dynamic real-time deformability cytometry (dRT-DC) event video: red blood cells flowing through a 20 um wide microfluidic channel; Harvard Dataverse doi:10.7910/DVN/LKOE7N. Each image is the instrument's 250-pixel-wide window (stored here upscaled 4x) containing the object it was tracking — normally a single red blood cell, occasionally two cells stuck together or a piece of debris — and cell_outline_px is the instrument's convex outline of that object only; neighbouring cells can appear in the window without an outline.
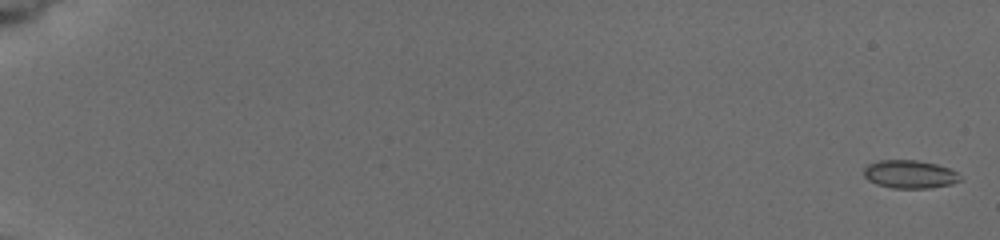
{"species": "common noctule bat (a hibernating species)", "species_latin": "Nyctalus noctula", "temperature_condition": "cold", "stored_images_in_passage": 9, "camera_frame_rate_fps": 3000, "um_per_image_px": 0.085, "animal": {"sex": "female", "body_mass_g": 19.5, "forearm_length_mm": 54.1}, "frame": {"image": 1, "passage_image": 1, "time_ms": 0.0, "image_size_px": [1000, 240], "cell_outline_px": [[964, 180], [952, 184], [928, 188], [892, 188], [876, 184], [868, 180], [864, 176], [864, 168], [868, 164], [880, 160], [916, 160], [936, 164], [948, 168], [956, 172]], "centroid_in_image_um": [77.34, 14.81], "position_along_channel_um": 7.7, "area_um2": 15.84}}
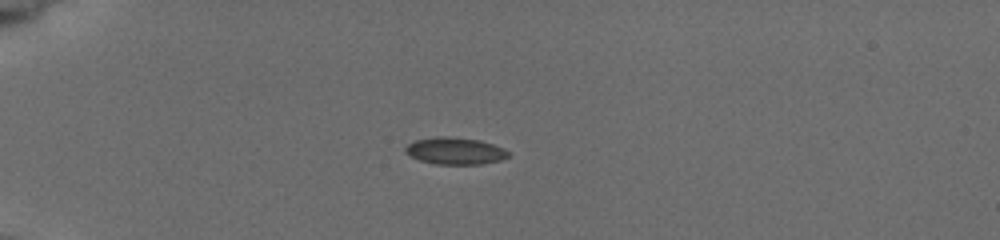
{"frame": {"image": 2, "passage_image": 6, "time_ms": 5.333, "image_size_px": [1000, 240], "cell_outline_px": [[512, 152], [508, 156], [500, 160], [480, 164], [436, 164], [420, 160], [408, 156], [404, 152], [404, 148], [408, 144], [416, 140], [436, 136], [448, 136], [480, 140], [504, 148]], "centroid_in_image_um": [38.67, 12.82], "position_along_channel_um": 46.3, "area_um2": 16.3}}
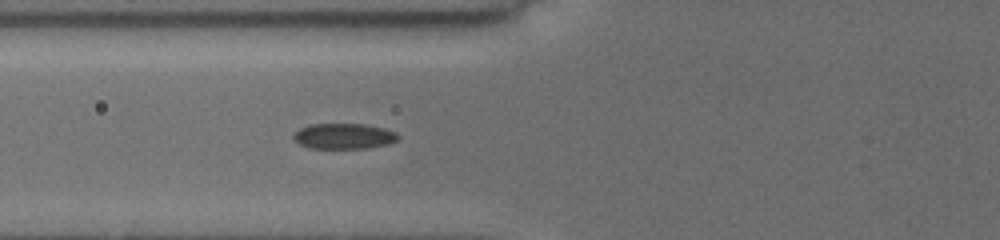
{"frame": {"image": 3, "passage_image": 9, "time_ms": 7.667, "image_size_px": [1000, 240], "cell_outline_px": [[400, 136], [396, 140], [388, 144], [372, 148], [308, 148], [292, 140], [292, 136], [300, 128], [308, 124], [364, 124], [384, 128], [396, 132]], "centroid_in_image_um": [29.22, 11.57], "position_along_channel_um": 96.6, "area_um2": 15.72}}